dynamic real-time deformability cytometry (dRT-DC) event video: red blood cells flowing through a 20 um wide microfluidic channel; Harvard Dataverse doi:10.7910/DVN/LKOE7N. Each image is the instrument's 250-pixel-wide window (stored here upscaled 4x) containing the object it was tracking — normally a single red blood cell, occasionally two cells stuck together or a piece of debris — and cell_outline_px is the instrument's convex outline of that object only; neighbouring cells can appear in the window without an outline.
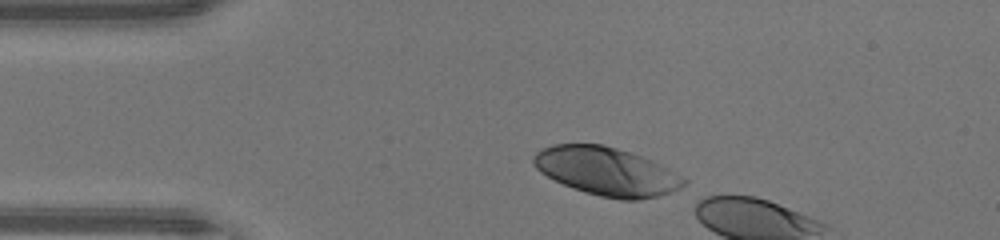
{"species": "human", "species_latin": "Homo sapiens", "temperature_condition": "warm", "stored_images_in_passage": 4, "camera_frame_rate_fps": 3000, "um_per_image_px": 0.085, "donor": {"sex": "male"}, "frame": {"image": 1, "passage_image": 1, "time_ms": 0.0, "image_size_px": [1000, 240], "cell_outline_px": [[688, 184], [672, 192], [660, 196], [640, 200], [620, 200], [600, 196], [584, 192], [572, 188], [540, 172], [532, 164], [532, 156], [540, 148], [552, 144], [604, 144], [632, 152], [652, 160], [668, 168], [688, 180]], "centroid_in_image_um": [51.58, 14.56], "position_along_channel_um": 33.4, "area_um2": 42.77}}